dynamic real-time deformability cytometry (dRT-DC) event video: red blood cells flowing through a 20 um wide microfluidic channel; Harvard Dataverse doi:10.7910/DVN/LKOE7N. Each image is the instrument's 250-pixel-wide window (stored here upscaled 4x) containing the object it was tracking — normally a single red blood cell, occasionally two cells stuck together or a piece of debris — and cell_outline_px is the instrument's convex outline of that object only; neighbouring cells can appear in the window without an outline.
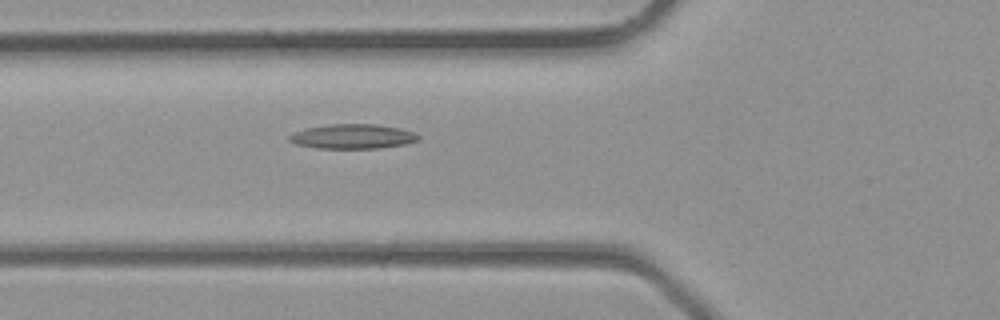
{"species": "common noctule bat (a hibernating species)", "species_latin": "Nyctalus noctula", "temperature_condition": "room temperature", "stored_images_in_passage": 3, "camera_frame_rate_fps": 3000, "um_per_image_px": 0.085, "animal": {"sex": "male", "body_mass_g": 23.1, "forearm_length_mm": 52.7}, "frame": {"image": 1, "passage_image": 3, "time_ms": 0.667, "image_size_px": [1000, 320], "cell_outline_px": [[420, 140], [404, 144], [380, 148], [316, 148], [296, 144], [288, 140], [288, 136], [292, 132], [308, 128], [332, 124], [376, 124], [400, 128], [412, 132], [420, 136]], "centroid_in_image_um": [29.97, 11.6], "position_along_channel_um": 95.8, "area_um2": 18.44}}